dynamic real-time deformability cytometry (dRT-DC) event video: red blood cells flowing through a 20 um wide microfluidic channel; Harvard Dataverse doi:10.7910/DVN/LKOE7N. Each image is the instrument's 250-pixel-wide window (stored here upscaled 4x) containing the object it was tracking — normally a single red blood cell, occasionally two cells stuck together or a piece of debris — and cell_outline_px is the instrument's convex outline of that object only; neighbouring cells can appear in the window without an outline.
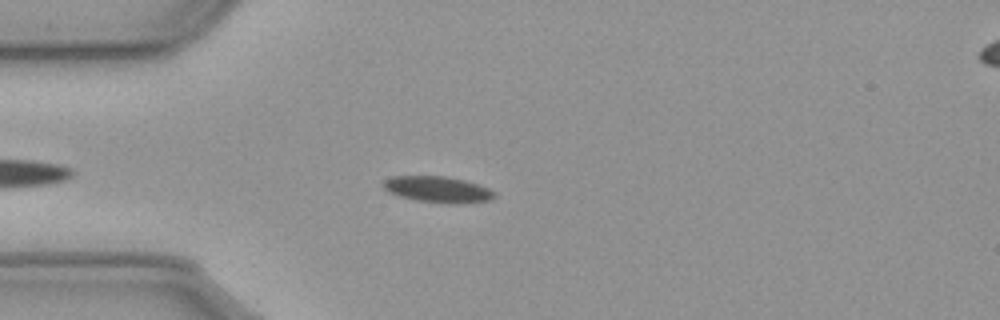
{"species": "common noctule bat (a hibernating species)", "species_latin": "Nyctalus noctula", "temperature_condition": "cold", "stored_images_in_passage": 50, "camera_frame_rate_fps": 3000, "um_per_image_px": 0.085, "animal": {"sex": "male", "body_mass_g": 23.1, "forearm_length_mm": 52.7}, "frame": {"image": 1, "passage_image": 8, "time_ms": 2.333, "image_size_px": [1000, 320], "cell_outline_px": [[496, 196], [492, 200], [456, 204], [448, 204], [416, 200], [400, 196], [388, 192], [384, 188], [384, 180], [392, 176], [444, 176], [464, 180], [488, 188], [496, 192]], "centroid_in_image_um": [37.23, 16.11], "position_along_channel_um": 47.8, "area_um2": 16.94}}
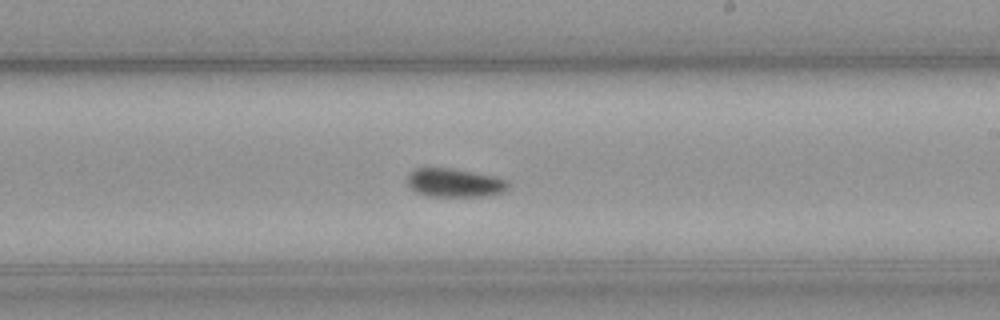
{"frame": {"image": 2, "passage_image": 26, "time_ms": 8.333, "image_size_px": [1000, 320], "cell_outline_px": [[508, 188], [504, 192], [484, 196], [428, 196], [416, 192], [408, 184], [408, 176], [416, 168], [448, 168], [496, 176], [508, 180]], "centroid_in_image_um": [38.68, 15.54], "position_along_channel_um": 250.3, "area_um2": 16.65}}
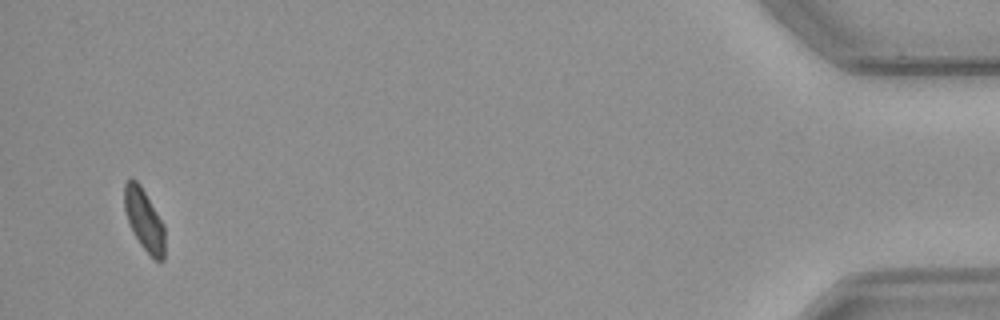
{"frame": {"image": 3, "passage_image": 48, "time_ms": 15.667, "image_size_px": [1000, 320], "cell_outline_px": [[164, 260], [160, 264], [140, 244], [128, 220], [124, 208], [124, 184], [132, 176], [140, 184], [164, 224]], "centroid_in_image_um": [12.26, 18.66], "position_along_channel_um": 422.9, "area_um2": 14.39}, "authors_computed_cell_mechanics": {"area_um2": 16.3863, "velocity_mm_per_s": 3.5853, "shape_relaxation_time_tau1_ms": 3.472, "shape_relaxation_time_tau2_ms": null, "deformation_change_tau1": 0.0784, "deformation_change_tau2": null}}